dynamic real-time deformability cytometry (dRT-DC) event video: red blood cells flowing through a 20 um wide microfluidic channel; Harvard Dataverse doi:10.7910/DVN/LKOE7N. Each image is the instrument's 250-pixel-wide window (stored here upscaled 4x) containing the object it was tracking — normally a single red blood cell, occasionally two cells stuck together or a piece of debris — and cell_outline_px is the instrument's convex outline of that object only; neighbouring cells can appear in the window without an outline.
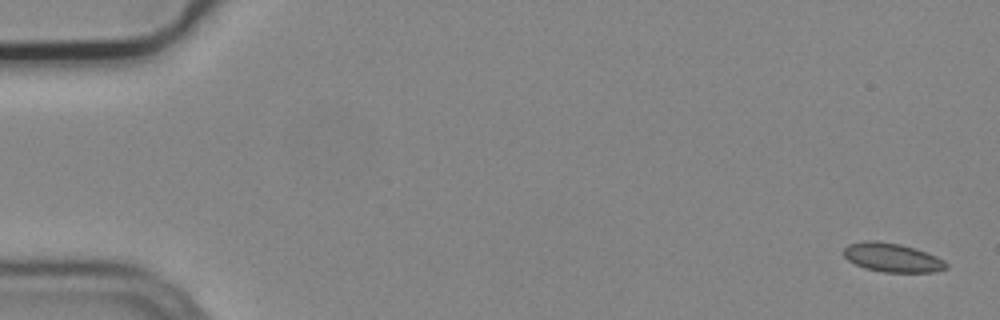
{"species": "common noctule bat (a hibernating species)", "species_latin": "Nyctalus noctula", "temperature_condition": "cold", "stored_images_in_passage": 7, "segment_of_instrument_passage": [1, 2], "camera_frame_rate_fps": 3000, "um_per_image_px": 0.085, "animal": {"sex": "male", "body_mass_g": 19.2, "forearm_length_mm": 51.8}, "frame": {"image": 1, "passage_image": 1, "time_ms": 0.0, "image_size_px": [1000, 320], "cell_outline_px": [[948, 268], [936, 272], [884, 272], [864, 268], [848, 260], [844, 256], [844, 248], [848, 244], [864, 240], [876, 240], [900, 244], [916, 248], [936, 256], [944, 260], [948, 264]], "centroid_in_image_um": [75.85, 21.89], "position_along_channel_um": 9.1, "area_um2": 17.4}}
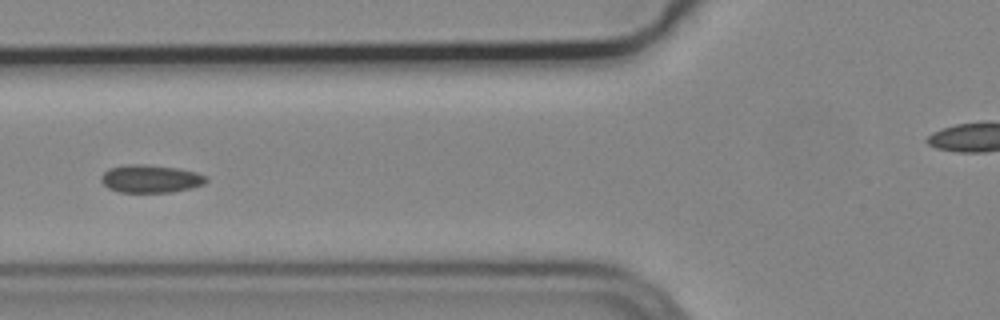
{"frame": {"image": 2, "passage_image": 6, "time_ms": 1.667, "image_size_px": [1000, 320], "cell_outline_px": [[208, 180], [204, 184], [192, 188], [172, 192], [120, 192], [108, 188], [100, 180], [100, 176], [108, 168], [124, 164], [148, 164], [176, 168], [196, 172], [208, 176]], "centroid_in_image_um": [12.8, 15.18], "position_along_channel_um": 113.0, "area_um2": 17.28}}